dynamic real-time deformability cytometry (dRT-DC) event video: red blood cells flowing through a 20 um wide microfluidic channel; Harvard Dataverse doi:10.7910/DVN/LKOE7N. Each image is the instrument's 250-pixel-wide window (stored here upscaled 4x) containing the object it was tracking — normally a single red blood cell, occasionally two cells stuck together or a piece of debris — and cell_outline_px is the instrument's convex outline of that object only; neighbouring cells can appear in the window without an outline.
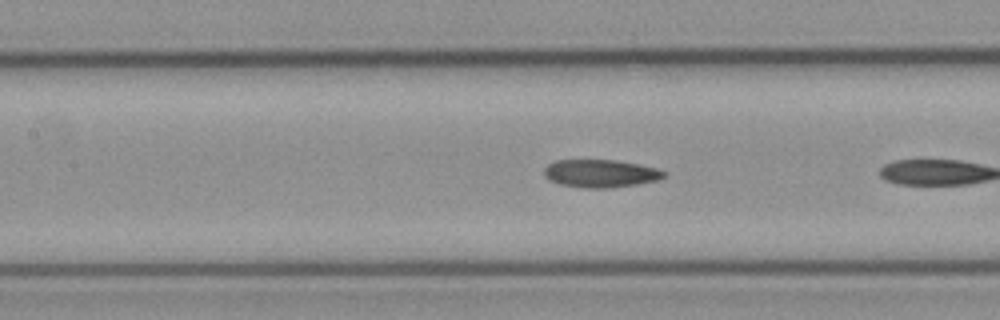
{"species": "common noctule bat (a hibernating species)", "species_latin": "Nyctalus noctula", "temperature_condition": "cold", "stored_images_in_passage": 9, "camera_frame_rate_fps": 3000, "um_per_image_px": 0.085, "animal": {"sex": "female", "body_mass_g": 21.9}, "frame": {"image": 1, "passage_image": 8, "time_ms": 2.333, "image_size_px": [1000, 320], "cell_outline_px": [[668, 176], [656, 180], [636, 184], [608, 188], [588, 188], [560, 184], [548, 180], [544, 176], [544, 168], [548, 164], [556, 160], [616, 160], [656, 168], [668, 172]], "centroid_in_image_um": [51.04, 14.74], "position_along_channel_um": 156.4, "area_um2": 19.42}}